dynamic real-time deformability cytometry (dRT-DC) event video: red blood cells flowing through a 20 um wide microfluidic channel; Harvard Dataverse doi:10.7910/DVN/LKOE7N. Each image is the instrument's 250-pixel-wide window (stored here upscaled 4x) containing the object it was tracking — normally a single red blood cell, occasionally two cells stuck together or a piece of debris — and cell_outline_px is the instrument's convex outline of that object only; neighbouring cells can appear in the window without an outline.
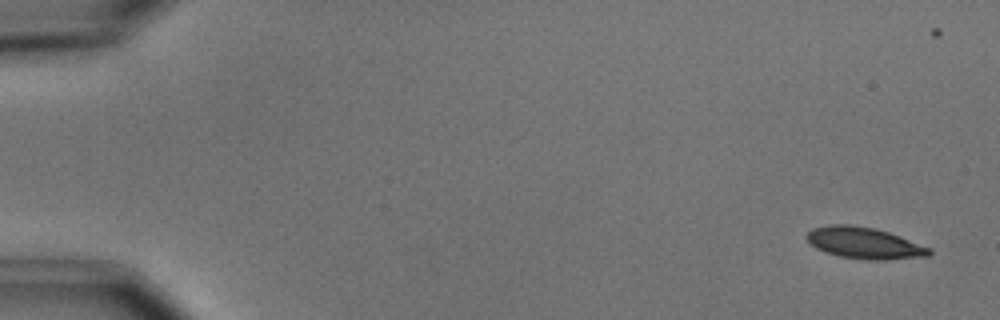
{"species": "common noctule bat (a hibernating species)", "species_latin": "Nyctalus noctula", "temperature_condition": "cold", "stored_images_in_passage": 6, "camera_frame_rate_fps": 3000, "um_per_image_px": 0.085, "animal": {"sex": "male", "body_mass_g": 15.6}, "frame": {"image": 1, "passage_image": 1, "time_ms": 0.0, "image_size_px": [1000, 320], "cell_outline_px": [[932, 252], [928, 256], [884, 260], [868, 260], [840, 256], [824, 252], [816, 248], [804, 236], [812, 228], [828, 224], [852, 224], [876, 228], [900, 236], [932, 248]], "centroid_in_image_um": [73.46, 20.64], "position_along_channel_um": 11.5, "area_um2": 22.66}}
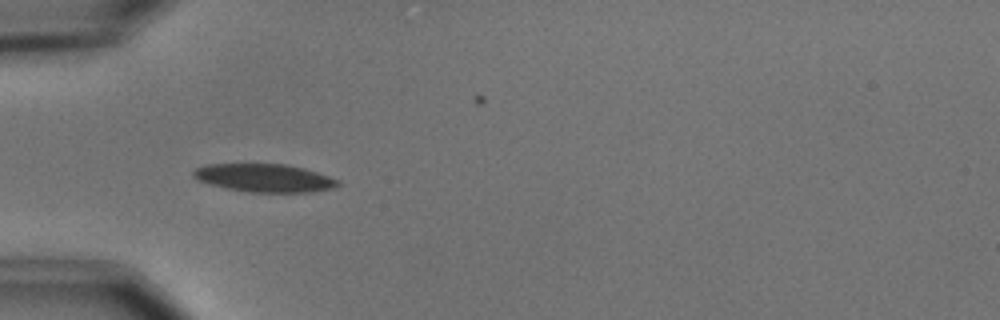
{"frame": {"image": 2, "passage_image": 5, "time_ms": 5.0, "image_size_px": [1000, 320], "cell_outline_px": [[340, 184], [332, 188], [312, 192], [252, 192], [228, 188], [212, 184], [200, 180], [192, 176], [192, 172], [196, 168], [204, 164], [284, 164], [304, 168], [340, 180]], "centroid_in_image_um": [22.49, 15.12], "position_along_channel_um": 62.5, "area_um2": 23.41}}